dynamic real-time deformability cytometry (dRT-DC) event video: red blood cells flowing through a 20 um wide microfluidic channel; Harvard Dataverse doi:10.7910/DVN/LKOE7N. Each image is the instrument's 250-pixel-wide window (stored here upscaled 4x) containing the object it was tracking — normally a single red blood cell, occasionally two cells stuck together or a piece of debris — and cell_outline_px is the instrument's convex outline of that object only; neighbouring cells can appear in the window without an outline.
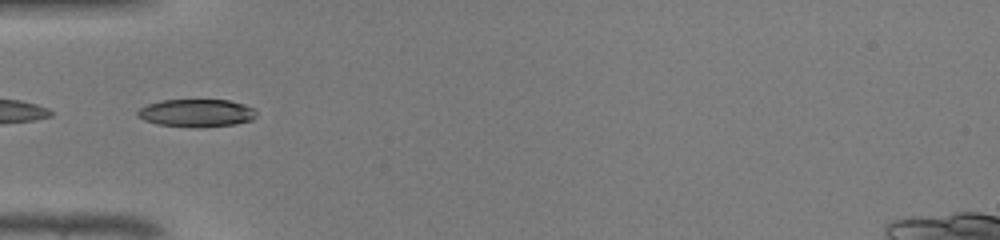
{"species": "common noctule bat (a hibernating species)", "species_latin": "Nyctalus noctula", "temperature_condition": "warm", "stored_images_in_passage": 30, "camera_frame_rate_fps": 3000, "um_per_image_px": 0.085, "animal": {"sex": "male", "body_mass_g": 19.0, "forearm_length_mm": 50.8}, "frame": {"image": 1, "passage_image": 1, "time_ms": 0.0, "image_size_px": [1000, 240], "cell_outline_px": [[256, 116], [252, 120], [236, 124], [192, 128], [156, 124], [144, 120], [136, 116], [136, 112], [140, 108], [148, 104], [160, 100], [228, 100], [244, 104], [256, 108]], "centroid_in_image_um": [16.7, 9.61], "position_along_channel_um": 68.3, "area_um2": 19.48}}
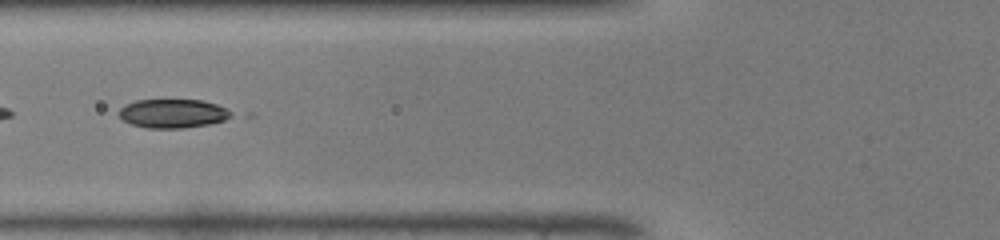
{"frame": {"image": 2, "passage_image": 4, "time_ms": 1.0, "image_size_px": [1000, 240], "cell_outline_px": [[236, 112], [232, 116], [224, 120], [208, 124], [184, 128], [148, 128], [132, 124], [124, 120], [116, 112], [124, 104], [136, 100], [204, 100], [228, 108]], "centroid_in_image_um": [14.72, 9.64], "position_along_channel_um": 111.1, "area_um2": 19.07}}
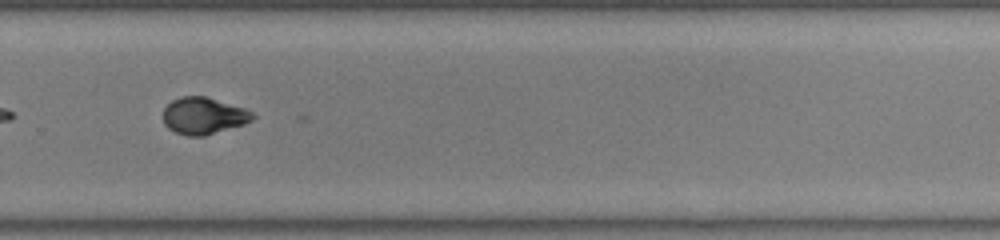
{"frame": {"image": 3, "passage_image": 18, "time_ms": 5.667, "image_size_px": [1000, 240], "cell_outline_px": [[256, 116], [252, 120], [244, 124], [204, 136], [188, 136], [176, 132], [168, 128], [164, 124], [164, 108], [172, 100], [180, 96], [204, 96], [244, 108], [252, 112]], "centroid_in_image_um": [17.3, 9.84], "position_along_channel_um": 312.5, "area_um2": 19.07}, "authors_computed_cell_mechanics": {"area_um2": 19.0451, "velocity_mm_per_s": 4.3309, "shape_relaxation_time_tau1_ms": 9.7515, "shape_relaxation_time_tau2_ms": 0.8889, "deformation_change_tau1": null, "deformation_change_tau2": 0.0398}}